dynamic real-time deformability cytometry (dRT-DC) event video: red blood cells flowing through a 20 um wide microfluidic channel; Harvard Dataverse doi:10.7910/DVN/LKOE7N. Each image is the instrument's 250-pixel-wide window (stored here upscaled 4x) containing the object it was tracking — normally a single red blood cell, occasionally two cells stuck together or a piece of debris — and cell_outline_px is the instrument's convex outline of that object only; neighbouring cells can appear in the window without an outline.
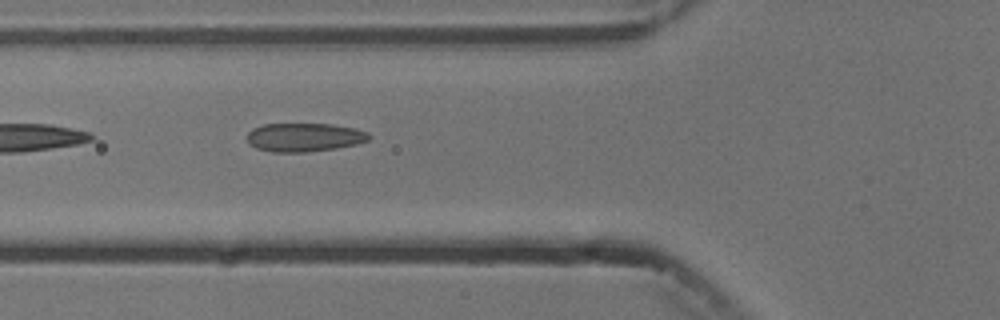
{"species": "common noctule bat (a hibernating species)", "species_latin": "Nyctalus noctula", "temperature_condition": "cold", "stored_images_in_passage": 5, "camera_frame_rate_fps": 3000, "um_per_image_px": 0.085, "animal": {"sex": "male", "body_mass_g": 13.3}, "frame": {"image": 1, "passage_image": 5, "time_ms": 4.667, "image_size_px": [1000, 320], "cell_outline_px": [[372, 136], [368, 140], [356, 144], [336, 148], [304, 152], [272, 152], [256, 148], [248, 140], [248, 132], [252, 128], [264, 124], [332, 124], [356, 128], [368, 132]], "centroid_in_image_um": [25.89, 11.66], "position_along_channel_um": 99.9, "area_um2": 20.29}}